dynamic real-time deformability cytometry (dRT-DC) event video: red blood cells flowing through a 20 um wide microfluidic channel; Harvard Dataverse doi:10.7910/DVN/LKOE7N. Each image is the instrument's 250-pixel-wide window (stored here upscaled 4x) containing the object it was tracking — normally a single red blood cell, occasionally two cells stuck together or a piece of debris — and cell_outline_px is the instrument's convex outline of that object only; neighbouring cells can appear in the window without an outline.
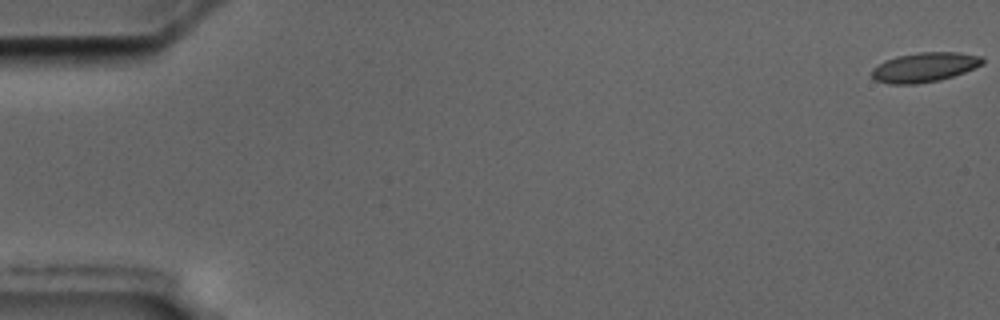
{"species": "common noctule bat (a hibernating species)", "species_latin": "Nyctalus noctula", "temperature_condition": "cold", "stored_images_in_passage": 58, "camera_frame_rate_fps": 3000, "um_per_image_px": 0.085, "animal": {"sex": "male", "body_mass_g": 17.5, "forearm_length_mm": 52.3}, "frame": {"image": 1, "passage_image": 1, "time_ms": 0.0, "image_size_px": [1000, 320], "cell_outline_px": [[984, 64], [964, 72], [940, 80], [916, 84], [888, 84], [876, 80], [872, 76], [872, 68], [884, 60], [896, 56], [916, 52], [960, 52], [984, 56]], "centroid_in_image_um": [78.6, 5.7], "position_along_channel_um": 6.4, "area_um2": 19.31}}
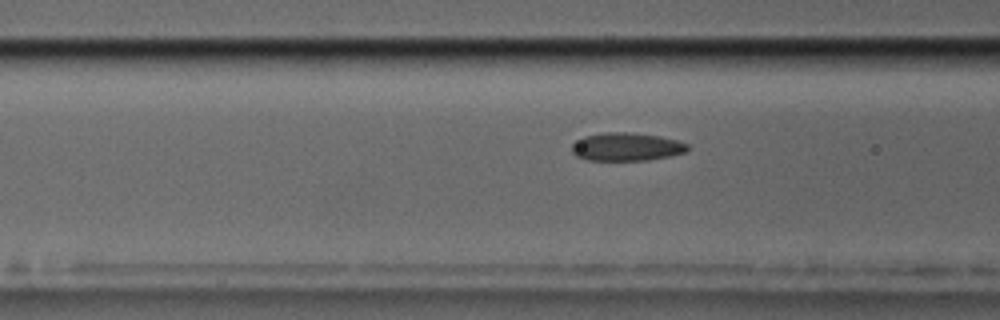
{"frame": {"image": 2, "passage_image": 23, "time_ms": 7.333, "image_size_px": [1000, 320], "cell_outline_px": [[688, 152], [672, 156], [648, 160], [588, 160], [576, 156], [572, 152], [572, 144], [584, 136], [604, 132], [624, 132], [660, 136], [676, 140], [688, 144]], "centroid_in_image_um": [53.27, 12.48], "position_along_channel_um": 113.3, "area_um2": 19.02}}
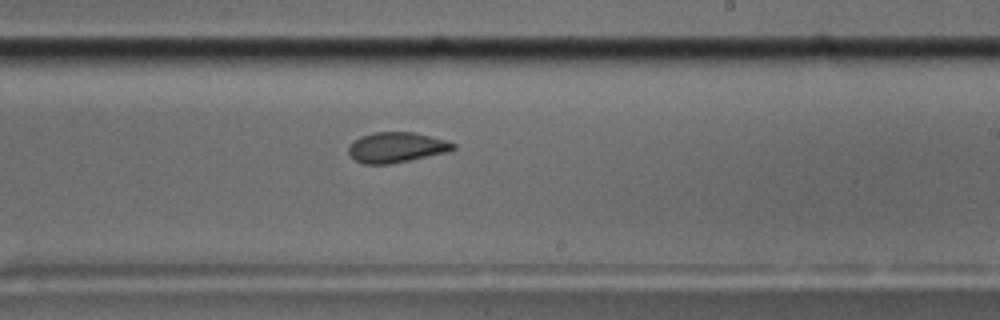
{"frame": {"image": 3, "passage_image": 35, "time_ms": 11.333, "image_size_px": [1000, 320], "cell_outline_px": [[456, 148], [448, 152], [392, 164], [364, 164], [356, 160], [348, 152], [348, 148], [352, 140], [360, 136], [372, 132], [412, 132], [444, 140], [456, 144]], "centroid_in_image_um": [33.67, 12.53], "position_along_channel_um": 255.3, "area_um2": 18.5}, "authors_computed_cell_mechanics": {"area_um2": 19.2185, "velocity_mm_per_s": 3.5545, "shape_relaxation_time_tau1_ms": 6.4151, "shape_relaxation_time_tau2_ms": 1.5877, "deformation_change_tau1": 0.1585, "deformation_change_tau2": 0.07}}